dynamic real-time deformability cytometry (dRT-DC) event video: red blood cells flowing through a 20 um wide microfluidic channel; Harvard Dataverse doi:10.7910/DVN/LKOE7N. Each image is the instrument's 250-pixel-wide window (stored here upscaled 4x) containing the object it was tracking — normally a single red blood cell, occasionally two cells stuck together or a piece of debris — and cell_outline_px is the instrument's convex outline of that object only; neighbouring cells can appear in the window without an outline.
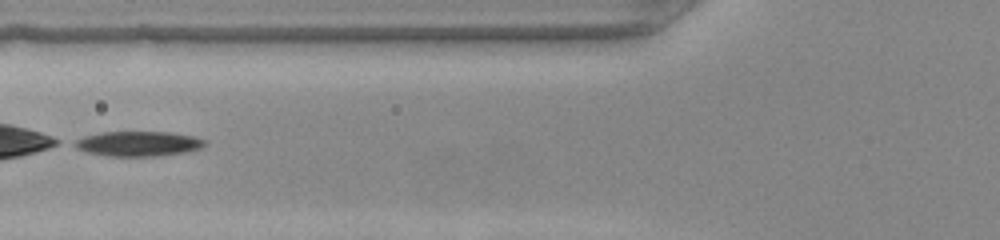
{"species": "common noctule bat (a hibernating species)", "species_latin": "Nyctalus noctula", "temperature_condition": "warm", "stored_images_in_passage": 35, "camera_frame_rate_fps": 3000, "um_per_image_px": 0.085, "animal": {"sex": "female", "body_mass_g": 22.0, "forearm_length_mm": 56.7}, "frame": {"image": 1, "passage_image": 6, "time_ms": 1.667, "image_size_px": [1000, 240], "cell_outline_px": [[208, 144], [200, 148], [184, 152], [160, 156], [108, 156], [88, 152], [76, 148], [68, 144], [84, 136], [100, 132], [172, 132], [192, 136], [208, 140]], "centroid_in_image_um": [11.74, 12.21], "position_along_channel_um": 114.1, "area_um2": 19.13}}